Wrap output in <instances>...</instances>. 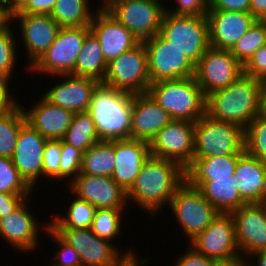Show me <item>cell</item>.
Instances as JSON below:
<instances>
[{
    "mask_svg": "<svg viewBox=\"0 0 266 266\" xmlns=\"http://www.w3.org/2000/svg\"><path fill=\"white\" fill-rule=\"evenodd\" d=\"M184 183V169L177 163L150 156L134 184L126 192L127 202H134L150 215L169 204Z\"/></svg>",
    "mask_w": 266,
    "mask_h": 266,
    "instance_id": "cell-1",
    "label": "cell"
},
{
    "mask_svg": "<svg viewBox=\"0 0 266 266\" xmlns=\"http://www.w3.org/2000/svg\"><path fill=\"white\" fill-rule=\"evenodd\" d=\"M261 81L242 74L229 86L206 96L205 114L243 129L260 115Z\"/></svg>",
    "mask_w": 266,
    "mask_h": 266,
    "instance_id": "cell-2",
    "label": "cell"
},
{
    "mask_svg": "<svg viewBox=\"0 0 266 266\" xmlns=\"http://www.w3.org/2000/svg\"><path fill=\"white\" fill-rule=\"evenodd\" d=\"M133 95L102 82L97 85L87 113L93 119L100 141L131 138Z\"/></svg>",
    "mask_w": 266,
    "mask_h": 266,
    "instance_id": "cell-3",
    "label": "cell"
},
{
    "mask_svg": "<svg viewBox=\"0 0 266 266\" xmlns=\"http://www.w3.org/2000/svg\"><path fill=\"white\" fill-rule=\"evenodd\" d=\"M147 93L172 120L196 123L205 114L206 97L194 76L154 82Z\"/></svg>",
    "mask_w": 266,
    "mask_h": 266,
    "instance_id": "cell-4",
    "label": "cell"
},
{
    "mask_svg": "<svg viewBox=\"0 0 266 266\" xmlns=\"http://www.w3.org/2000/svg\"><path fill=\"white\" fill-rule=\"evenodd\" d=\"M244 129L204 114L194 126V158L243 155Z\"/></svg>",
    "mask_w": 266,
    "mask_h": 266,
    "instance_id": "cell-5",
    "label": "cell"
},
{
    "mask_svg": "<svg viewBox=\"0 0 266 266\" xmlns=\"http://www.w3.org/2000/svg\"><path fill=\"white\" fill-rule=\"evenodd\" d=\"M159 34L195 65L210 47L206 15H173L165 11Z\"/></svg>",
    "mask_w": 266,
    "mask_h": 266,
    "instance_id": "cell-6",
    "label": "cell"
},
{
    "mask_svg": "<svg viewBox=\"0 0 266 266\" xmlns=\"http://www.w3.org/2000/svg\"><path fill=\"white\" fill-rule=\"evenodd\" d=\"M102 83L132 94L147 93L151 81L144 42L108 62Z\"/></svg>",
    "mask_w": 266,
    "mask_h": 266,
    "instance_id": "cell-7",
    "label": "cell"
},
{
    "mask_svg": "<svg viewBox=\"0 0 266 266\" xmlns=\"http://www.w3.org/2000/svg\"><path fill=\"white\" fill-rule=\"evenodd\" d=\"M89 32V26L61 27L54 43L29 69L42 75L71 74Z\"/></svg>",
    "mask_w": 266,
    "mask_h": 266,
    "instance_id": "cell-8",
    "label": "cell"
},
{
    "mask_svg": "<svg viewBox=\"0 0 266 266\" xmlns=\"http://www.w3.org/2000/svg\"><path fill=\"white\" fill-rule=\"evenodd\" d=\"M168 205L189 241L203 232L220 214L199 189L190 187L185 182L177 189Z\"/></svg>",
    "mask_w": 266,
    "mask_h": 266,
    "instance_id": "cell-9",
    "label": "cell"
},
{
    "mask_svg": "<svg viewBox=\"0 0 266 266\" xmlns=\"http://www.w3.org/2000/svg\"><path fill=\"white\" fill-rule=\"evenodd\" d=\"M107 10L140 41L160 32L166 7L158 0H118Z\"/></svg>",
    "mask_w": 266,
    "mask_h": 266,
    "instance_id": "cell-10",
    "label": "cell"
},
{
    "mask_svg": "<svg viewBox=\"0 0 266 266\" xmlns=\"http://www.w3.org/2000/svg\"><path fill=\"white\" fill-rule=\"evenodd\" d=\"M53 230L78 252L82 266H118L126 257L137 255L131 249L120 254L113 242L99 238L90 228Z\"/></svg>",
    "mask_w": 266,
    "mask_h": 266,
    "instance_id": "cell-11",
    "label": "cell"
},
{
    "mask_svg": "<svg viewBox=\"0 0 266 266\" xmlns=\"http://www.w3.org/2000/svg\"><path fill=\"white\" fill-rule=\"evenodd\" d=\"M144 45L148 55L151 84L161 80L190 78L195 75V64L159 33L144 41Z\"/></svg>",
    "mask_w": 266,
    "mask_h": 266,
    "instance_id": "cell-12",
    "label": "cell"
},
{
    "mask_svg": "<svg viewBox=\"0 0 266 266\" xmlns=\"http://www.w3.org/2000/svg\"><path fill=\"white\" fill-rule=\"evenodd\" d=\"M243 73V65L229 50L210 46L195 65L194 78L206 97L226 88Z\"/></svg>",
    "mask_w": 266,
    "mask_h": 266,
    "instance_id": "cell-13",
    "label": "cell"
},
{
    "mask_svg": "<svg viewBox=\"0 0 266 266\" xmlns=\"http://www.w3.org/2000/svg\"><path fill=\"white\" fill-rule=\"evenodd\" d=\"M195 123L172 120L149 143L151 156L173 161L183 169L194 158Z\"/></svg>",
    "mask_w": 266,
    "mask_h": 266,
    "instance_id": "cell-14",
    "label": "cell"
},
{
    "mask_svg": "<svg viewBox=\"0 0 266 266\" xmlns=\"http://www.w3.org/2000/svg\"><path fill=\"white\" fill-rule=\"evenodd\" d=\"M189 245L196 252L215 260L239 256L232 215L220 213Z\"/></svg>",
    "mask_w": 266,
    "mask_h": 266,
    "instance_id": "cell-15",
    "label": "cell"
},
{
    "mask_svg": "<svg viewBox=\"0 0 266 266\" xmlns=\"http://www.w3.org/2000/svg\"><path fill=\"white\" fill-rule=\"evenodd\" d=\"M230 214L240 255L248 258L266 249V210L260 203L245 204Z\"/></svg>",
    "mask_w": 266,
    "mask_h": 266,
    "instance_id": "cell-16",
    "label": "cell"
},
{
    "mask_svg": "<svg viewBox=\"0 0 266 266\" xmlns=\"http://www.w3.org/2000/svg\"><path fill=\"white\" fill-rule=\"evenodd\" d=\"M13 20L19 21L21 41L31 68L54 43L61 27L48 14H13Z\"/></svg>",
    "mask_w": 266,
    "mask_h": 266,
    "instance_id": "cell-17",
    "label": "cell"
},
{
    "mask_svg": "<svg viewBox=\"0 0 266 266\" xmlns=\"http://www.w3.org/2000/svg\"><path fill=\"white\" fill-rule=\"evenodd\" d=\"M89 27L90 31L98 39L107 63L132 49L140 42L107 9H97Z\"/></svg>",
    "mask_w": 266,
    "mask_h": 266,
    "instance_id": "cell-18",
    "label": "cell"
},
{
    "mask_svg": "<svg viewBox=\"0 0 266 266\" xmlns=\"http://www.w3.org/2000/svg\"><path fill=\"white\" fill-rule=\"evenodd\" d=\"M47 138L26 123L20 130L12 161L20 177L34 190L43 176V152Z\"/></svg>",
    "mask_w": 266,
    "mask_h": 266,
    "instance_id": "cell-19",
    "label": "cell"
},
{
    "mask_svg": "<svg viewBox=\"0 0 266 266\" xmlns=\"http://www.w3.org/2000/svg\"><path fill=\"white\" fill-rule=\"evenodd\" d=\"M71 193L96 208L124 209L126 192L106 176L78 175L68 183Z\"/></svg>",
    "mask_w": 266,
    "mask_h": 266,
    "instance_id": "cell-20",
    "label": "cell"
},
{
    "mask_svg": "<svg viewBox=\"0 0 266 266\" xmlns=\"http://www.w3.org/2000/svg\"><path fill=\"white\" fill-rule=\"evenodd\" d=\"M209 44L217 49L230 50L256 19L250 12L208 10Z\"/></svg>",
    "mask_w": 266,
    "mask_h": 266,
    "instance_id": "cell-21",
    "label": "cell"
},
{
    "mask_svg": "<svg viewBox=\"0 0 266 266\" xmlns=\"http://www.w3.org/2000/svg\"><path fill=\"white\" fill-rule=\"evenodd\" d=\"M65 80L46 90L43 96L52 104L75 113L87 112L93 91L100 83L88 77L57 75Z\"/></svg>",
    "mask_w": 266,
    "mask_h": 266,
    "instance_id": "cell-22",
    "label": "cell"
},
{
    "mask_svg": "<svg viewBox=\"0 0 266 266\" xmlns=\"http://www.w3.org/2000/svg\"><path fill=\"white\" fill-rule=\"evenodd\" d=\"M150 156L148 142L131 138L115 140V167L111 178L127 192Z\"/></svg>",
    "mask_w": 266,
    "mask_h": 266,
    "instance_id": "cell-23",
    "label": "cell"
},
{
    "mask_svg": "<svg viewBox=\"0 0 266 266\" xmlns=\"http://www.w3.org/2000/svg\"><path fill=\"white\" fill-rule=\"evenodd\" d=\"M172 119L148 93L134 94L131 113V139L150 143Z\"/></svg>",
    "mask_w": 266,
    "mask_h": 266,
    "instance_id": "cell-24",
    "label": "cell"
},
{
    "mask_svg": "<svg viewBox=\"0 0 266 266\" xmlns=\"http://www.w3.org/2000/svg\"><path fill=\"white\" fill-rule=\"evenodd\" d=\"M27 199L16 211L0 218V236L7 243L22 252L34 251L38 246L41 225L29 208ZM36 219V220H35ZM39 224V225H38Z\"/></svg>",
    "mask_w": 266,
    "mask_h": 266,
    "instance_id": "cell-25",
    "label": "cell"
},
{
    "mask_svg": "<svg viewBox=\"0 0 266 266\" xmlns=\"http://www.w3.org/2000/svg\"><path fill=\"white\" fill-rule=\"evenodd\" d=\"M36 102L32 108H23L26 122L47 139H62L74 113L52 104L43 95Z\"/></svg>",
    "mask_w": 266,
    "mask_h": 266,
    "instance_id": "cell-26",
    "label": "cell"
},
{
    "mask_svg": "<svg viewBox=\"0 0 266 266\" xmlns=\"http://www.w3.org/2000/svg\"><path fill=\"white\" fill-rule=\"evenodd\" d=\"M241 156L193 158L184 168V182L190 187L200 189L207 181L230 178L234 175Z\"/></svg>",
    "mask_w": 266,
    "mask_h": 266,
    "instance_id": "cell-27",
    "label": "cell"
},
{
    "mask_svg": "<svg viewBox=\"0 0 266 266\" xmlns=\"http://www.w3.org/2000/svg\"><path fill=\"white\" fill-rule=\"evenodd\" d=\"M233 177L238 179L237 189L247 204L261 203L266 194V162L244 153Z\"/></svg>",
    "mask_w": 266,
    "mask_h": 266,
    "instance_id": "cell-28",
    "label": "cell"
},
{
    "mask_svg": "<svg viewBox=\"0 0 266 266\" xmlns=\"http://www.w3.org/2000/svg\"><path fill=\"white\" fill-rule=\"evenodd\" d=\"M238 179L230 178L207 181L199 190L219 213L230 214L247 204L237 189Z\"/></svg>",
    "mask_w": 266,
    "mask_h": 266,
    "instance_id": "cell-29",
    "label": "cell"
},
{
    "mask_svg": "<svg viewBox=\"0 0 266 266\" xmlns=\"http://www.w3.org/2000/svg\"><path fill=\"white\" fill-rule=\"evenodd\" d=\"M107 62L102 54V47L90 31L78 55L75 68L70 75L78 77H88L102 82L106 74Z\"/></svg>",
    "mask_w": 266,
    "mask_h": 266,
    "instance_id": "cell-30",
    "label": "cell"
},
{
    "mask_svg": "<svg viewBox=\"0 0 266 266\" xmlns=\"http://www.w3.org/2000/svg\"><path fill=\"white\" fill-rule=\"evenodd\" d=\"M115 167V140L99 141L83 153L79 175L111 177Z\"/></svg>",
    "mask_w": 266,
    "mask_h": 266,
    "instance_id": "cell-31",
    "label": "cell"
},
{
    "mask_svg": "<svg viewBox=\"0 0 266 266\" xmlns=\"http://www.w3.org/2000/svg\"><path fill=\"white\" fill-rule=\"evenodd\" d=\"M88 0H57L50 16L60 27L89 26L93 15Z\"/></svg>",
    "mask_w": 266,
    "mask_h": 266,
    "instance_id": "cell-32",
    "label": "cell"
},
{
    "mask_svg": "<svg viewBox=\"0 0 266 266\" xmlns=\"http://www.w3.org/2000/svg\"><path fill=\"white\" fill-rule=\"evenodd\" d=\"M62 140L83 153L100 141L93 119L87 112L74 114Z\"/></svg>",
    "mask_w": 266,
    "mask_h": 266,
    "instance_id": "cell-33",
    "label": "cell"
},
{
    "mask_svg": "<svg viewBox=\"0 0 266 266\" xmlns=\"http://www.w3.org/2000/svg\"><path fill=\"white\" fill-rule=\"evenodd\" d=\"M67 209V213L61 217L58 215L53 219H50L49 227L51 229H83L90 228L94 215L96 212V207L91 203L82 200L75 196ZM63 216V217H62Z\"/></svg>",
    "mask_w": 266,
    "mask_h": 266,
    "instance_id": "cell-34",
    "label": "cell"
},
{
    "mask_svg": "<svg viewBox=\"0 0 266 266\" xmlns=\"http://www.w3.org/2000/svg\"><path fill=\"white\" fill-rule=\"evenodd\" d=\"M26 123L21 104L0 116V157H13L20 130Z\"/></svg>",
    "mask_w": 266,
    "mask_h": 266,
    "instance_id": "cell-35",
    "label": "cell"
},
{
    "mask_svg": "<svg viewBox=\"0 0 266 266\" xmlns=\"http://www.w3.org/2000/svg\"><path fill=\"white\" fill-rule=\"evenodd\" d=\"M266 44V22L256 20L249 30L229 50L244 65L249 58Z\"/></svg>",
    "mask_w": 266,
    "mask_h": 266,
    "instance_id": "cell-36",
    "label": "cell"
},
{
    "mask_svg": "<svg viewBox=\"0 0 266 266\" xmlns=\"http://www.w3.org/2000/svg\"><path fill=\"white\" fill-rule=\"evenodd\" d=\"M122 213L123 209L97 208L90 227L91 231L99 238L112 242L121 232Z\"/></svg>",
    "mask_w": 266,
    "mask_h": 266,
    "instance_id": "cell-37",
    "label": "cell"
},
{
    "mask_svg": "<svg viewBox=\"0 0 266 266\" xmlns=\"http://www.w3.org/2000/svg\"><path fill=\"white\" fill-rule=\"evenodd\" d=\"M245 153L266 162V116L260 114L244 129Z\"/></svg>",
    "mask_w": 266,
    "mask_h": 266,
    "instance_id": "cell-38",
    "label": "cell"
},
{
    "mask_svg": "<svg viewBox=\"0 0 266 266\" xmlns=\"http://www.w3.org/2000/svg\"><path fill=\"white\" fill-rule=\"evenodd\" d=\"M32 189L20 177L12 158L0 157V192L32 195Z\"/></svg>",
    "mask_w": 266,
    "mask_h": 266,
    "instance_id": "cell-39",
    "label": "cell"
},
{
    "mask_svg": "<svg viewBox=\"0 0 266 266\" xmlns=\"http://www.w3.org/2000/svg\"><path fill=\"white\" fill-rule=\"evenodd\" d=\"M11 26L0 32V74L11 78L17 59L16 39ZM14 36V37H13Z\"/></svg>",
    "mask_w": 266,
    "mask_h": 266,
    "instance_id": "cell-40",
    "label": "cell"
},
{
    "mask_svg": "<svg viewBox=\"0 0 266 266\" xmlns=\"http://www.w3.org/2000/svg\"><path fill=\"white\" fill-rule=\"evenodd\" d=\"M83 152L62 140L61 161H60V180L67 178L69 182L74 180L81 171ZM73 176V177H72Z\"/></svg>",
    "mask_w": 266,
    "mask_h": 266,
    "instance_id": "cell-41",
    "label": "cell"
},
{
    "mask_svg": "<svg viewBox=\"0 0 266 266\" xmlns=\"http://www.w3.org/2000/svg\"><path fill=\"white\" fill-rule=\"evenodd\" d=\"M43 225L45 227L43 230L47 231L46 233L58 243L60 248L54 252L55 257L51 266H82L78 252L49 227V222Z\"/></svg>",
    "mask_w": 266,
    "mask_h": 266,
    "instance_id": "cell-42",
    "label": "cell"
},
{
    "mask_svg": "<svg viewBox=\"0 0 266 266\" xmlns=\"http://www.w3.org/2000/svg\"><path fill=\"white\" fill-rule=\"evenodd\" d=\"M62 139H48L43 152V177L60 180Z\"/></svg>",
    "mask_w": 266,
    "mask_h": 266,
    "instance_id": "cell-43",
    "label": "cell"
},
{
    "mask_svg": "<svg viewBox=\"0 0 266 266\" xmlns=\"http://www.w3.org/2000/svg\"><path fill=\"white\" fill-rule=\"evenodd\" d=\"M244 74L257 80L266 79V44L259 48L243 65Z\"/></svg>",
    "mask_w": 266,
    "mask_h": 266,
    "instance_id": "cell-44",
    "label": "cell"
},
{
    "mask_svg": "<svg viewBox=\"0 0 266 266\" xmlns=\"http://www.w3.org/2000/svg\"><path fill=\"white\" fill-rule=\"evenodd\" d=\"M176 9L166 8V12L173 15H206L208 2L206 0H175Z\"/></svg>",
    "mask_w": 266,
    "mask_h": 266,
    "instance_id": "cell-45",
    "label": "cell"
},
{
    "mask_svg": "<svg viewBox=\"0 0 266 266\" xmlns=\"http://www.w3.org/2000/svg\"><path fill=\"white\" fill-rule=\"evenodd\" d=\"M31 195H18L0 192V218L16 211Z\"/></svg>",
    "mask_w": 266,
    "mask_h": 266,
    "instance_id": "cell-46",
    "label": "cell"
},
{
    "mask_svg": "<svg viewBox=\"0 0 266 266\" xmlns=\"http://www.w3.org/2000/svg\"><path fill=\"white\" fill-rule=\"evenodd\" d=\"M10 78L0 74V116L12 111L20 102H17L15 96L9 94L11 91Z\"/></svg>",
    "mask_w": 266,
    "mask_h": 266,
    "instance_id": "cell-47",
    "label": "cell"
},
{
    "mask_svg": "<svg viewBox=\"0 0 266 266\" xmlns=\"http://www.w3.org/2000/svg\"><path fill=\"white\" fill-rule=\"evenodd\" d=\"M216 260L196 252L192 247L177 258L175 266H215Z\"/></svg>",
    "mask_w": 266,
    "mask_h": 266,
    "instance_id": "cell-48",
    "label": "cell"
},
{
    "mask_svg": "<svg viewBox=\"0 0 266 266\" xmlns=\"http://www.w3.org/2000/svg\"><path fill=\"white\" fill-rule=\"evenodd\" d=\"M57 0H27L25 4L13 14H51Z\"/></svg>",
    "mask_w": 266,
    "mask_h": 266,
    "instance_id": "cell-49",
    "label": "cell"
},
{
    "mask_svg": "<svg viewBox=\"0 0 266 266\" xmlns=\"http://www.w3.org/2000/svg\"><path fill=\"white\" fill-rule=\"evenodd\" d=\"M208 10L250 12V0H211Z\"/></svg>",
    "mask_w": 266,
    "mask_h": 266,
    "instance_id": "cell-50",
    "label": "cell"
},
{
    "mask_svg": "<svg viewBox=\"0 0 266 266\" xmlns=\"http://www.w3.org/2000/svg\"><path fill=\"white\" fill-rule=\"evenodd\" d=\"M13 21V12L9 9L4 0H0V32L7 30Z\"/></svg>",
    "mask_w": 266,
    "mask_h": 266,
    "instance_id": "cell-51",
    "label": "cell"
},
{
    "mask_svg": "<svg viewBox=\"0 0 266 266\" xmlns=\"http://www.w3.org/2000/svg\"><path fill=\"white\" fill-rule=\"evenodd\" d=\"M250 13L256 20L266 19V0H250Z\"/></svg>",
    "mask_w": 266,
    "mask_h": 266,
    "instance_id": "cell-52",
    "label": "cell"
},
{
    "mask_svg": "<svg viewBox=\"0 0 266 266\" xmlns=\"http://www.w3.org/2000/svg\"><path fill=\"white\" fill-rule=\"evenodd\" d=\"M215 266H249L248 259L239 255L232 259L216 260Z\"/></svg>",
    "mask_w": 266,
    "mask_h": 266,
    "instance_id": "cell-53",
    "label": "cell"
},
{
    "mask_svg": "<svg viewBox=\"0 0 266 266\" xmlns=\"http://www.w3.org/2000/svg\"><path fill=\"white\" fill-rule=\"evenodd\" d=\"M252 258L253 260L255 258L256 261H253ZM247 259L249 266H266V249L262 250L261 252L252 253Z\"/></svg>",
    "mask_w": 266,
    "mask_h": 266,
    "instance_id": "cell-54",
    "label": "cell"
},
{
    "mask_svg": "<svg viewBox=\"0 0 266 266\" xmlns=\"http://www.w3.org/2000/svg\"><path fill=\"white\" fill-rule=\"evenodd\" d=\"M139 261V262H138ZM149 263V259H143L142 260H138V257L131 256V257H126L118 266H144L147 265Z\"/></svg>",
    "mask_w": 266,
    "mask_h": 266,
    "instance_id": "cell-55",
    "label": "cell"
},
{
    "mask_svg": "<svg viewBox=\"0 0 266 266\" xmlns=\"http://www.w3.org/2000/svg\"><path fill=\"white\" fill-rule=\"evenodd\" d=\"M260 99V114L266 116V79L261 81Z\"/></svg>",
    "mask_w": 266,
    "mask_h": 266,
    "instance_id": "cell-56",
    "label": "cell"
},
{
    "mask_svg": "<svg viewBox=\"0 0 266 266\" xmlns=\"http://www.w3.org/2000/svg\"><path fill=\"white\" fill-rule=\"evenodd\" d=\"M27 0H4L9 9L14 13L18 11Z\"/></svg>",
    "mask_w": 266,
    "mask_h": 266,
    "instance_id": "cell-57",
    "label": "cell"
},
{
    "mask_svg": "<svg viewBox=\"0 0 266 266\" xmlns=\"http://www.w3.org/2000/svg\"><path fill=\"white\" fill-rule=\"evenodd\" d=\"M104 4L102 6H99L98 9H107L110 5H112L114 2L118 0H103Z\"/></svg>",
    "mask_w": 266,
    "mask_h": 266,
    "instance_id": "cell-58",
    "label": "cell"
},
{
    "mask_svg": "<svg viewBox=\"0 0 266 266\" xmlns=\"http://www.w3.org/2000/svg\"><path fill=\"white\" fill-rule=\"evenodd\" d=\"M262 206H263V208L266 210V194L264 195V197H263V199H262V201H261V203H260Z\"/></svg>",
    "mask_w": 266,
    "mask_h": 266,
    "instance_id": "cell-59",
    "label": "cell"
}]
</instances>
